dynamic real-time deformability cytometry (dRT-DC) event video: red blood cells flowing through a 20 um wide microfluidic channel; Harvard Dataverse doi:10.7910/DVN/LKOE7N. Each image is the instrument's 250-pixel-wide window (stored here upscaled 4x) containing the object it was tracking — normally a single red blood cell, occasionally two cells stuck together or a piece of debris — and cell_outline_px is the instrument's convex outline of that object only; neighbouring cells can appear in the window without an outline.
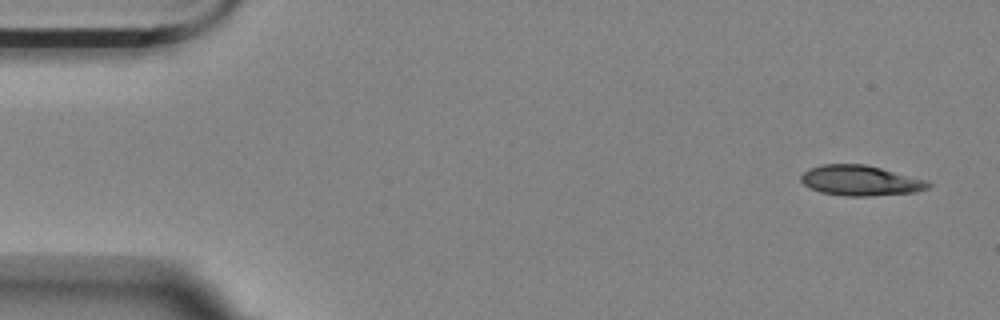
{"species": "Egyptian fruit bat (a non-hibernating species)", "species_latin": "Rousettus aegyptiacus", "temperature_condition": "room temperature", "stored_images_in_passage": 4, "camera_frame_rate_fps": 3000, "um_per_image_px": 0.085, "animal": {"sex": "female"}, "frame": {"image": 1, "passage_image": 1, "time_ms": 0.0, "image_size_px": [1000, 320], "cell_outline_px": [[932, 184], [928, 188], [916, 192], [868, 196], [844, 196], [820, 192], [804, 184], [800, 180], [800, 176], [808, 168], [820, 164], [864, 164], [928, 180]], "centroid_in_image_um": [73.13, 15.34], "position_along_channel_um": 11.9, "area_um2": 22.48}}
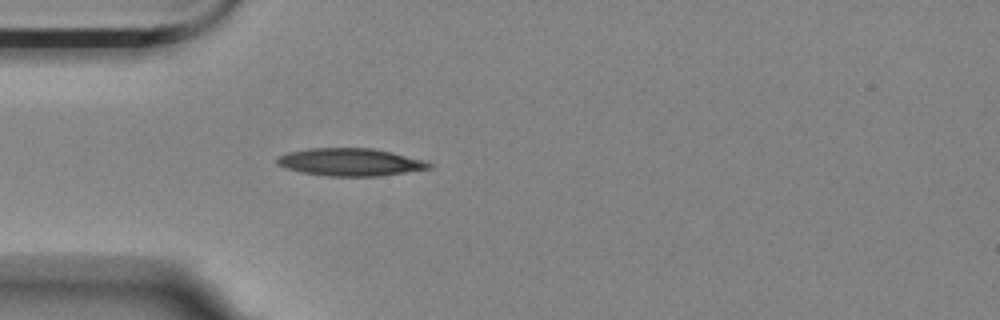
{"frame": {"image": 2, "passage_image": 4, "time_ms": 4.333, "image_size_px": [1000, 320], "cell_outline_px": [[436, 164], [432, 168], [380, 176], [328, 176], [300, 172], [284, 168], [276, 164], [276, 156], [288, 152], [308, 148], [372, 148], [392, 152], [428, 160]], "centroid_in_image_um": [29.8, 13.77], "position_along_channel_um": 55.2, "area_um2": 24.91}}